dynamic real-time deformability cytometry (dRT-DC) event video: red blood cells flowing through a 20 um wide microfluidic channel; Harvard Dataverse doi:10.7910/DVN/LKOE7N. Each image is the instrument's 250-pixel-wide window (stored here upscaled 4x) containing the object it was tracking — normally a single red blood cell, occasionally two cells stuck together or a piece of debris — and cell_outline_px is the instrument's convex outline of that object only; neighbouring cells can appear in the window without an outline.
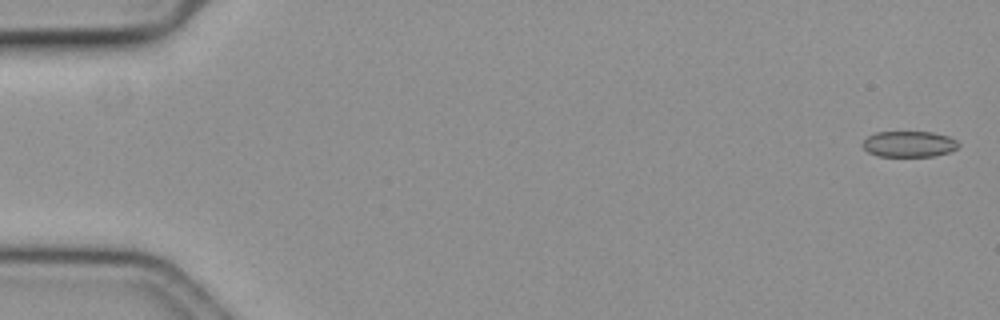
{"species": "common noctule bat (a hibernating species)", "species_latin": "Nyctalus noctula", "temperature_condition": "cold", "stored_images_in_passage": 58, "camera_frame_rate_fps": 3000, "um_per_image_px": 0.085, "animal": {"sex": "female", "body_mass_g": 19.3, "forearm_length_mm": 54.1}, "frame": {"image": 1, "passage_image": 2, "time_ms": 0.333, "image_size_px": [1000, 320], "cell_outline_px": [[960, 144], [956, 148], [948, 152], [932, 156], [880, 156], [868, 152], [860, 144], [868, 136], [876, 132], [932, 132], [948, 136], [956, 140]], "centroid_in_image_um": [77.24, 12.24], "position_along_channel_um": 7.8, "area_um2": 14.39}}
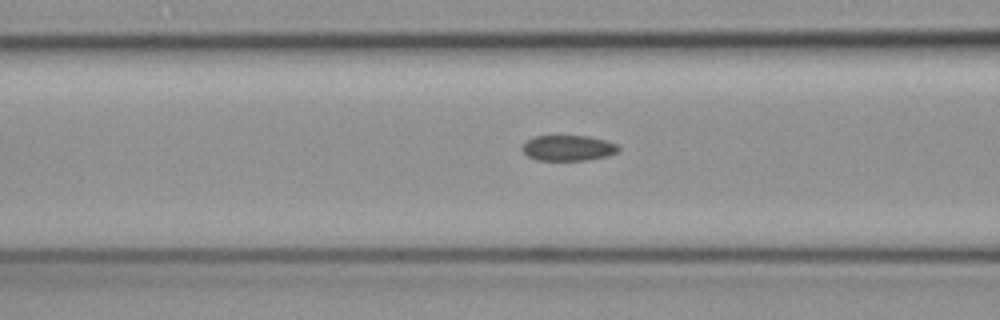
{"frame": {"image": 2, "passage_image": 24, "time_ms": 7.667, "image_size_px": [1000, 320], "cell_outline_px": [[620, 148], [616, 152], [608, 156], [584, 160], [536, 160], [528, 156], [520, 148], [532, 136], [588, 136], [604, 140], [616, 144]], "centroid_in_image_um": [48.27, 12.58], "position_along_channel_um": 118.3, "area_um2": 14.22}}
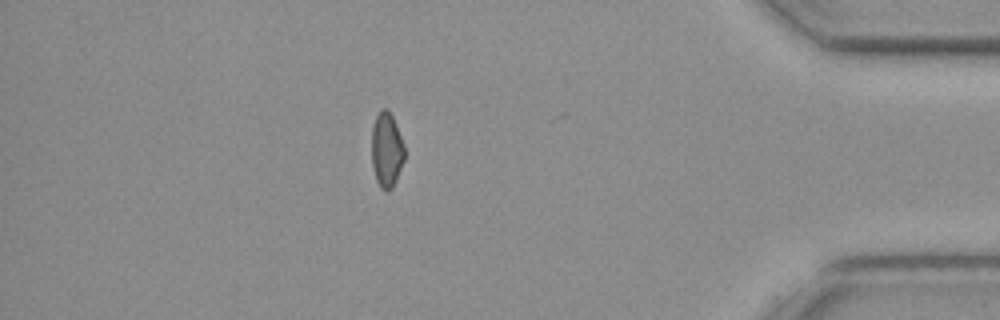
{"frame": {"image": 3, "passage_image": 51, "time_ms": 16.667, "image_size_px": [1000, 320], "cell_outline_px": [[404, 160], [396, 180], [392, 188], [388, 192], [380, 188], [376, 180], [372, 164], [372, 128], [376, 116], [380, 108], [388, 108], [392, 116], [404, 144]], "centroid_in_image_um": [32.85, 12.74], "position_along_channel_um": 402.3, "area_um2": 14.39}}